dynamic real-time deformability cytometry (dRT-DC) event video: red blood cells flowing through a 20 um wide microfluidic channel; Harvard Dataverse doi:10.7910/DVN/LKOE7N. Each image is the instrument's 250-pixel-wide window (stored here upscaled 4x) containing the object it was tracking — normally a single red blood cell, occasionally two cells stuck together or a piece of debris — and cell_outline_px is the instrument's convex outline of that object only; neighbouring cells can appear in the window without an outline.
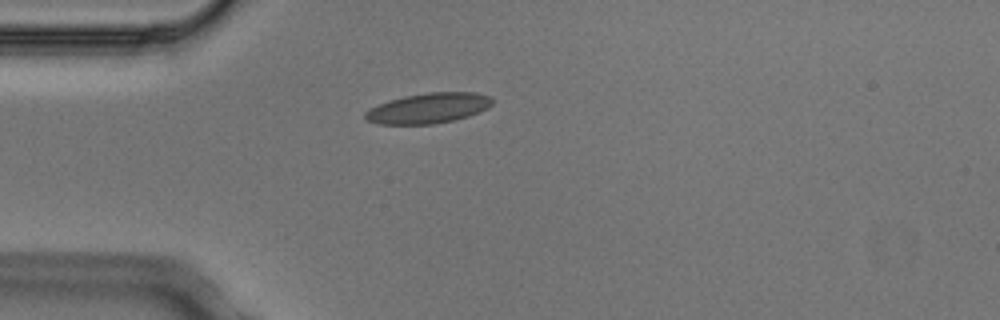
{"species": "Egyptian fruit bat (a non-hibernating species)", "species_latin": "Rousettus aegyptiacus", "temperature_condition": "cold", "stored_images_in_passage": 1, "camera_frame_rate_fps": 3000, "um_per_image_px": 0.085, "animal": {"sex": "male"}, "frame": {"image": 1, "passage_image": 1, "time_ms": 0.0, "image_size_px": [1000, 320], "cell_outline_px": [[496, 100], [488, 108], [480, 112], [468, 116], [452, 120], [432, 124], [380, 124], [368, 120], [364, 116], [364, 112], [368, 108], [388, 100], [404, 96], [428, 92], [476, 92], [492, 96]], "centroid_in_image_um": [36.45, 9.18], "position_along_channel_um": 48.6, "area_um2": 22.66}}